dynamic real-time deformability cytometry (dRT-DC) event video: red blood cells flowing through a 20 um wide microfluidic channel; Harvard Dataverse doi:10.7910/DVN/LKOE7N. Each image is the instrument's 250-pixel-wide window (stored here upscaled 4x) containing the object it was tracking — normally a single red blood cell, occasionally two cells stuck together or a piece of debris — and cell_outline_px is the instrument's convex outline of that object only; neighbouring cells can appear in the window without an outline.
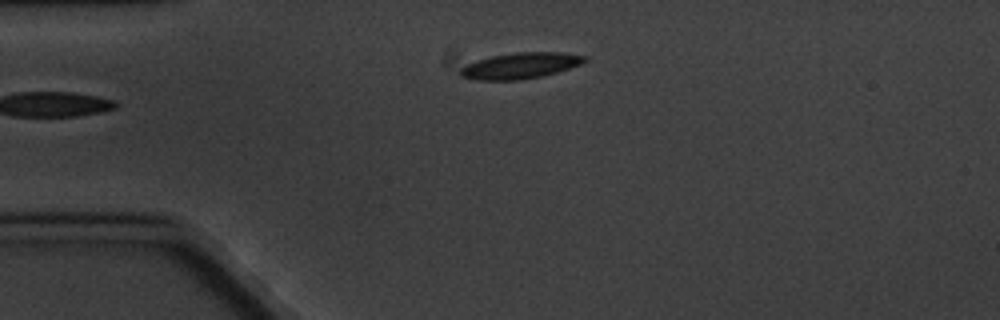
{"species": "common noctule bat (a hibernating species)", "species_latin": "Nyctalus noctula", "temperature_condition": "cold", "stored_images_in_passage": 2, "camera_frame_rate_fps": 3000, "um_per_image_px": 0.085, "animal": {"sex": "male", "body_mass_g": 20.1, "forearm_length_mm": 53.5}, "frame": {"image": 1, "passage_image": 2, "time_ms": 1.333, "image_size_px": [1000, 320], "cell_outline_px": [[588, 60], [580, 64], [556, 72], [540, 76], [520, 80], [476, 80], [460, 76], [460, 68], [476, 60], [492, 56], [516, 52], [564, 52], [588, 56]], "centroid_in_image_um": [44.24, 5.57], "position_along_channel_um": 40.8, "area_um2": 18.79}}